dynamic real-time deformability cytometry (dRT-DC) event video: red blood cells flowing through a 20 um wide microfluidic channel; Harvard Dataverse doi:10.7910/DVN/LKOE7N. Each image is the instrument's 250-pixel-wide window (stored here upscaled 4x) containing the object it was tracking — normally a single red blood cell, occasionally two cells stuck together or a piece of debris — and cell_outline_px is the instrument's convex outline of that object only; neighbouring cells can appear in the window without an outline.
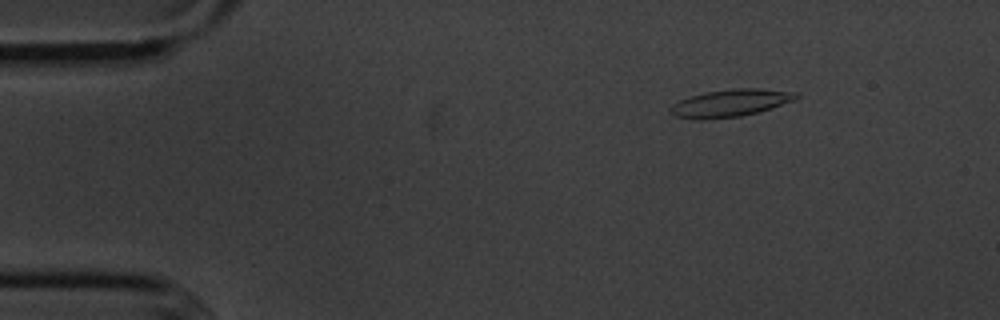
{"species": "common noctule bat (a hibernating species)", "species_latin": "Nyctalus noctula", "temperature_condition": "cold", "stored_images_in_passage": 14, "camera_frame_rate_fps": 3000, "um_per_image_px": 0.085, "animal": {"sex": "male", "body_mass_g": 20.1, "forearm_length_mm": 53.5}, "frame": {"image": 1, "passage_image": 2, "time_ms": 1.333, "image_size_px": [1000, 320], "cell_outline_px": [[800, 96], [796, 100], [760, 112], [740, 116], [700, 120], [676, 116], [668, 112], [668, 108], [672, 104], [680, 100], [704, 92], [732, 88], [760, 88], [800, 92]], "centroid_in_image_um": [62.13, 8.75], "position_along_channel_um": 22.9, "area_um2": 20.4}}
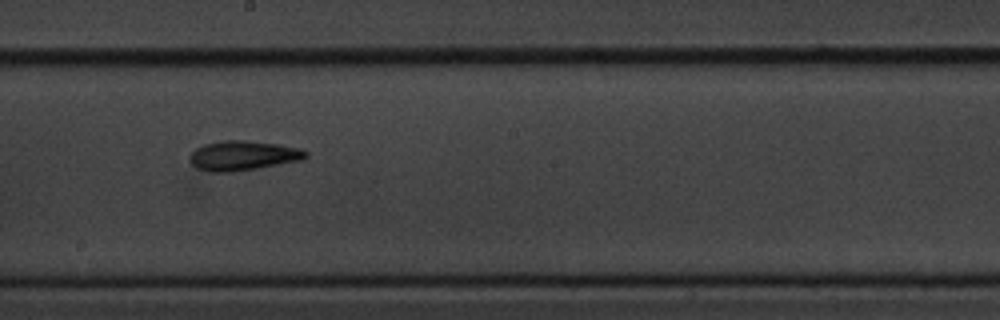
{"frame": {"image": 2, "passage_image": 8, "time_ms": 9.0, "image_size_px": [1000, 320], "cell_outline_px": [[308, 156], [304, 160], [232, 172], [208, 172], [196, 168], [188, 160], [188, 156], [196, 148], [204, 144], [220, 140], [244, 140], [280, 144], [300, 148], [308, 152]], "centroid_in_image_um": [20.64, 13.22], "position_along_channel_um": 227.6, "area_um2": 20.35}}
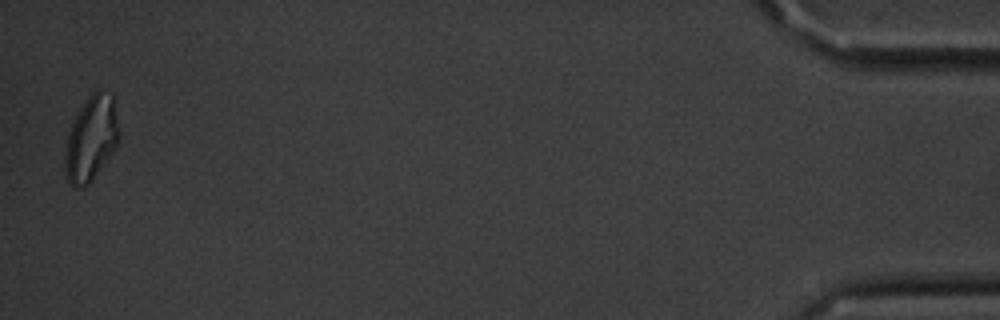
{"frame": {"image": 3, "passage_image": 14, "time_ms": 17.0, "image_size_px": [1000, 320], "cell_outline_px": [[120, 136], [116, 148], [92, 180], [84, 188], [76, 188], [68, 184], [64, 168], [64, 156], [68, 136], [72, 124], [80, 108], [92, 92], [96, 88], [100, 88], [112, 92], [116, 96], [120, 132]], "centroid_in_image_um": [7.8, 11.73], "position_along_channel_um": 427.4, "area_um2": 27.57}, "authors_computed_cell_mechanics": {"area_um2": 19.3341, "velocity_mm_per_s": 3.6109, "shape_relaxation_time_tau1_ms": 3.3063, "shape_relaxation_time_tau2_ms": 3.0547, "deformation_change_tau1": 0.1253, "deformation_change_tau2": 0.1029}}